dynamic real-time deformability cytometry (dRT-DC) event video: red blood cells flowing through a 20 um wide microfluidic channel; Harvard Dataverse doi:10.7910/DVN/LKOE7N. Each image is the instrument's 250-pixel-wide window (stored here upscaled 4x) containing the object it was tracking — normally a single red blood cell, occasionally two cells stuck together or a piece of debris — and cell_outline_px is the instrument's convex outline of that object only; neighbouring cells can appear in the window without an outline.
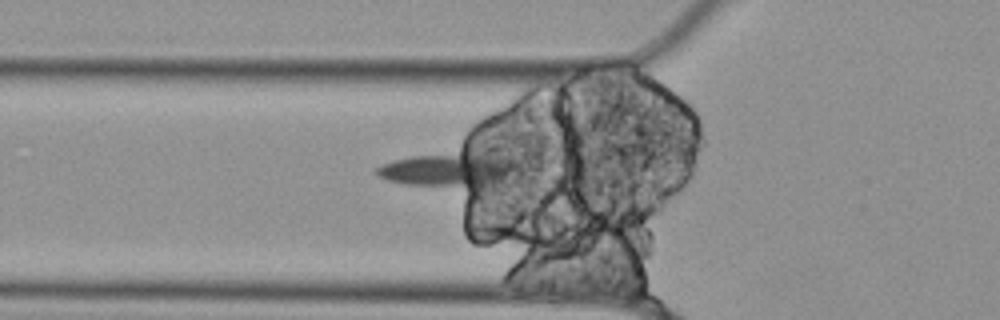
{"species": "Egyptian fruit bat (a non-hibernating species)", "species_latin": "Rousettus aegyptiacus", "temperature_condition": "cold", "stored_images_in_passage": 30, "camera_frame_rate_fps": 3000, "um_per_image_px": 0.085, "animal": {"sex": "female"}, "frame": {"image": 1, "passage_image": 3, "time_ms": 0.667, "image_size_px": [1000, 320], "cell_outline_px": [[516, 164], [508, 180], [472, 184], [404, 184], [388, 180], [376, 176], [376, 168], [384, 164], [396, 160], [412, 156], [468, 148], [500, 156]], "centroid_in_image_um": [38.09, 14.31], "position_along_channel_um": 87.7, "area_um2": 27.11}}
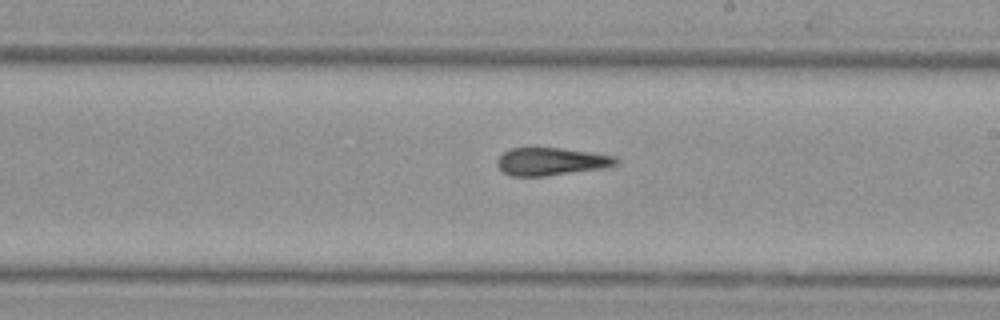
{"frame": {"image": 2, "passage_image": 16, "time_ms": 5.0, "image_size_px": [1000, 320], "cell_outline_px": [[620, 164], [608, 168], [544, 176], [512, 176], [504, 172], [496, 164], [496, 160], [504, 152], [512, 148], [560, 148], [592, 152], [616, 156], [620, 160]], "centroid_in_image_um": [46.93, 13.73], "position_along_channel_um": 242.1, "area_um2": 19.42}}
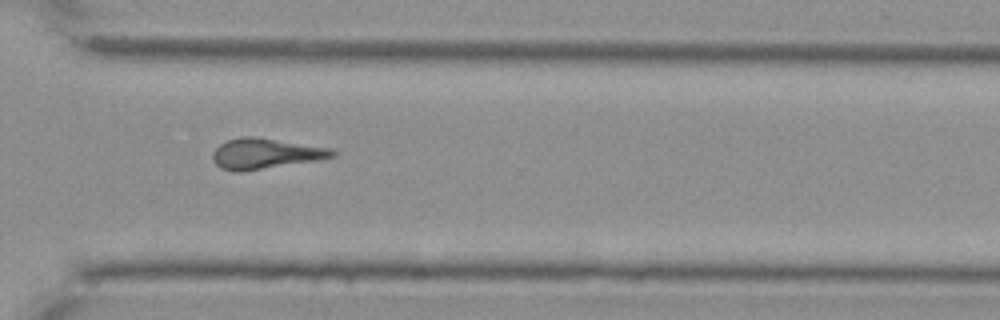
{"frame": {"image": 3, "passage_image": 25, "time_ms": 8.0, "image_size_px": [1000, 320], "cell_outline_px": [[336, 156], [316, 160], [240, 172], [220, 168], [212, 160], [212, 152], [220, 144], [228, 140], [244, 136], [256, 136], [332, 148], [336, 152]], "centroid_in_image_um": [22.55, 13.04], "position_along_channel_um": 348.1, "area_um2": 21.21}, "authors_computed_cell_mechanics": {"area_um2": 19.7387, "velocity_mm_per_s": 3.5251, "shape_relaxation_time_tau1_ms": null, "shape_relaxation_time_tau2_ms": 6.1188, "deformation_change_tau1": null, "deformation_change_tau2": 0.1791}}